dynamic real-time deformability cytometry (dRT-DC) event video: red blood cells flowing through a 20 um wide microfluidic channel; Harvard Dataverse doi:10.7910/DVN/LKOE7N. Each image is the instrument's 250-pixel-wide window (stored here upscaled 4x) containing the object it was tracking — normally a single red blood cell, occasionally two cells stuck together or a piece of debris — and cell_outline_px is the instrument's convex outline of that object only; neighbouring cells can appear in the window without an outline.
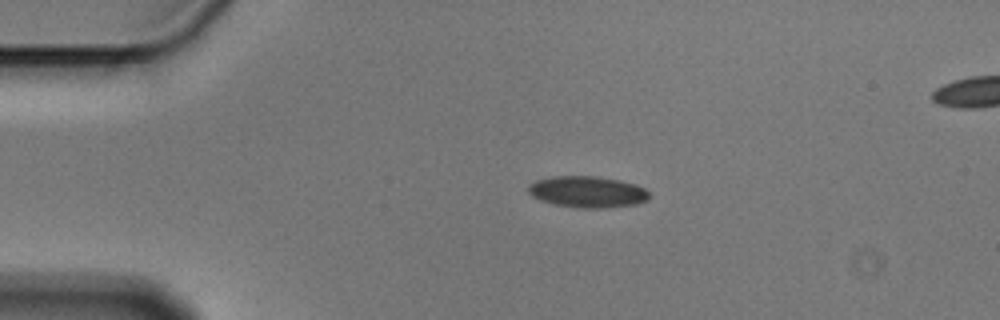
{"species": "Egyptian fruit bat (a non-hibernating species)", "species_latin": "Rousettus aegyptiacus", "temperature_condition": "cold", "stored_images_in_passage": 5, "camera_frame_rate_fps": 3000, "um_per_image_px": 0.085, "animal": {"sex": "male"}, "frame": {"image": 1, "passage_image": 3, "time_ms": 0.667, "image_size_px": [1000, 320], "cell_outline_px": [[648, 196], [644, 200], [636, 204], [600, 208], [580, 208], [556, 204], [540, 200], [532, 196], [528, 192], [528, 184], [536, 180], [552, 176], [596, 176], [620, 180], [636, 184], [644, 188], [648, 192]], "centroid_in_image_um": [49.89, 16.29], "position_along_channel_um": 35.1, "area_um2": 21.96}}
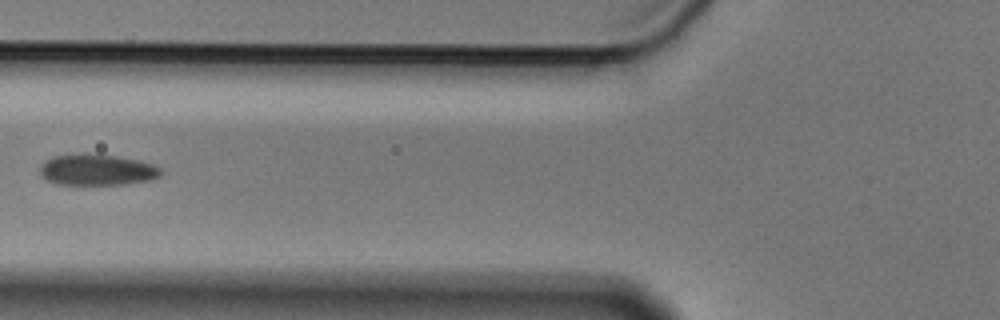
{"frame": {"image": 2, "passage_image": 5, "time_ms": 1.333, "image_size_px": [1000, 320], "cell_outline_px": [[164, 172], [160, 176], [152, 180], [124, 184], [52, 184], [44, 180], [40, 176], [40, 164], [52, 156], [80, 152], [88, 152], [116, 156], [140, 160], [152, 164], [160, 168]], "centroid_in_image_um": [8.2, 14.42], "position_along_channel_um": 117.6, "area_um2": 22.6}}